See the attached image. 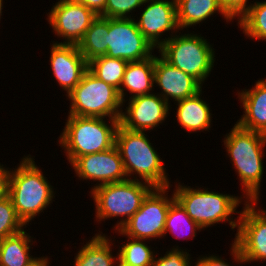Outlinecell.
<instances>
[{
    "label": "cell",
    "instance_id": "6da1fadb",
    "mask_svg": "<svg viewBox=\"0 0 266 266\" xmlns=\"http://www.w3.org/2000/svg\"><path fill=\"white\" fill-rule=\"evenodd\" d=\"M224 148L239 177L242 196L247 202H260L263 179V157L266 135L244 129L237 123L224 137Z\"/></svg>",
    "mask_w": 266,
    "mask_h": 266
},
{
    "label": "cell",
    "instance_id": "7a4b0ae2",
    "mask_svg": "<svg viewBox=\"0 0 266 266\" xmlns=\"http://www.w3.org/2000/svg\"><path fill=\"white\" fill-rule=\"evenodd\" d=\"M35 156L25 155L17 168L10 169L7 195L25 225L47 209L55 198L54 187L36 165Z\"/></svg>",
    "mask_w": 266,
    "mask_h": 266
},
{
    "label": "cell",
    "instance_id": "3957f363",
    "mask_svg": "<svg viewBox=\"0 0 266 266\" xmlns=\"http://www.w3.org/2000/svg\"><path fill=\"white\" fill-rule=\"evenodd\" d=\"M145 133L118 125L115 145L120 152L127 178L149 183L153 187L173 186L162 158Z\"/></svg>",
    "mask_w": 266,
    "mask_h": 266
},
{
    "label": "cell",
    "instance_id": "277c9868",
    "mask_svg": "<svg viewBox=\"0 0 266 266\" xmlns=\"http://www.w3.org/2000/svg\"><path fill=\"white\" fill-rule=\"evenodd\" d=\"M174 186L175 189L172 191L175 199L202 230L223 222L229 223L232 230L238 229L239 216L237 218L233 216L235 213L238 215L241 213L236 210L244 200L242 195L239 197L223 194L199 186L194 188L181 182L175 183Z\"/></svg>",
    "mask_w": 266,
    "mask_h": 266
},
{
    "label": "cell",
    "instance_id": "5b68a950",
    "mask_svg": "<svg viewBox=\"0 0 266 266\" xmlns=\"http://www.w3.org/2000/svg\"><path fill=\"white\" fill-rule=\"evenodd\" d=\"M118 125V119L67 116L57 141L71 165L78 157L112 148Z\"/></svg>",
    "mask_w": 266,
    "mask_h": 266
},
{
    "label": "cell",
    "instance_id": "8992f818",
    "mask_svg": "<svg viewBox=\"0 0 266 266\" xmlns=\"http://www.w3.org/2000/svg\"><path fill=\"white\" fill-rule=\"evenodd\" d=\"M154 187L146 182L127 179L90 189L95 204L97 223L118 218L114 231L119 230L139 210L144 198ZM119 217L120 218L119 220Z\"/></svg>",
    "mask_w": 266,
    "mask_h": 266
},
{
    "label": "cell",
    "instance_id": "52a82bcc",
    "mask_svg": "<svg viewBox=\"0 0 266 266\" xmlns=\"http://www.w3.org/2000/svg\"><path fill=\"white\" fill-rule=\"evenodd\" d=\"M188 32V33H187ZM167 39L158 53L171 65L196 79L202 86L215 63V49L204 36L187 30Z\"/></svg>",
    "mask_w": 266,
    "mask_h": 266
},
{
    "label": "cell",
    "instance_id": "ba28073f",
    "mask_svg": "<svg viewBox=\"0 0 266 266\" xmlns=\"http://www.w3.org/2000/svg\"><path fill=\"white\" fill-rule=\"evenodd\" d=\"M68 116L102 117L120 120L123 102L114 86L87 70L79 84L68 94Z\"/></svg>",
    "mask_w": 266,
    "mask_h": 266
},
{
    "label": "cell",
    "instance_id": "9c48e42d",
    "mask_svg": "<svg viewBox=\"0 0 266 266\" xmlns=\"http://www.w3.org/2000/svg\"><path fill=\"white\" fill-rule=\"evenodd\" d=\"M170 188L154 187L144 198L139 210L114 232L123 237L149 241L163 238L166 216L170 204L175 200L174 192L171 197L168 195Z\"/></svg>",
    "mask_w": 266,
    "mask_h": 266
},
{
    "label": "cell",
    "instance_id": "30bf717a",
    "mask_svg": "<svg viewBox=\"0 0 266 266\" xmlns=\"http://www.w3.org/2000/svg\"><path fill=\"white\" fill-rule=\"evenodd\" d=\"M258 204L244 200L233 239L248 264L266 261V209Z\"/></svg>",
    "mask_w": 266,
    "mask_h": 266
},
{
    "label": "cell",
    "instance_id": "8fae6325",
    "mask_svg": "<svg viewBox=\"0 0 266 266\" xmlns=\"http://www.w3.org/2000/svg\"><path fill=\"white\" fill-rule=\"evenodd\" d=\"M135 19L109 18L107 57L133 62L153 55L155 48L138 29Z\"/></svg>",
    "mask_w": 266,
    "mask_h": 266
},
{
    "label": "cell",
    "instance_id": "7c38bea8",
    "mask_svg": "<svg viewBox=\"0 0 266 266\" xmlns=\"http://www.w3.org/2000/svg\"><path fill=\"white\" fill-rule=\"evenodd\" d=\"M47 21L54 34L63 39L55 43L77 44L97 15L76 0H58L47 14Z\"/></svg>",
    "mask_w": 266,
    "mask_h": 266
},
{
    "label": "cell",
    "instance_id": "4fadbf2b",
    "mask_svg": "<svg viewBox=\"0 0 266 266\" xmlns=\"http://www.w3.org/2000/svg\"><path fill=\"white\" fill-rule=\"evenodd\" d=\"M71 167L80 181L97 182L92 189L103 184L123 182L128 179L116 145L102 152L78 157Z\"/></svg>",
    "mask_w": 266,
    "mask_h": 266
},
{
    "label": "cell",
    "instance_id": "5bb4252c",
    "mask_svg": "<svg viewBox=\"0 0 266 266\" xmlns=\"http://www.w3.org/2000/svg\"><path fill=\"white\" fill-rule=\"evenodd\" d=\"M171 106L156 92L125 100L119 124L131 131H152L165 122Z\"/></svg>",
    "mask_w": 266,
    "mask_h": 266
},
{
    "label": "cell",
    "instance_id": "9a60e30c",
    "mask_svg": "<svg viewBox=\"0 0 266 266\" xmlns=\"http://www.w3.org/2000/svg\"><path fill=\"white\" fill-rule=\"evenodd\" d=\"M143 6L144 10H141V15L135 21L145 38L158 50L167 39L180 31L176 0H145ZM163 33H169L170 37L162 38L165 35Z\"/></svg>",
    "mask_w": 266,
    "mask_h": 266
},
{
    "label": "cell",
    "instance_id": "2e32d148",
    "mask_svg": "<svg viewBox=\"0 0 266 266\" xmlns=\"http://www.w3.org/2000/svg\"><path fill=\"white\" fill-rule=\"evenodd\" d=\"M50 68L58 85L68 94L79 84L88 70V62L77 44L55 43L50 50Z\"/></svg>",
    "mask_w": 266,
    "mask_h": 266
},
{
    "label": "cell",
    "instance_id": "e0dca14e",
    "mask_svg": "<svg viewBox=\"0 0 266 266\" xmlns=\"http://www.w3.org/2000/svg\"><path fill=\"white\" fill-rule=\"evenodd\" d=\"M154 83L161 89L159 95L169 105L172 100L186 99L203 88L196 79L171 65L160 54H155Z\"/></svg>",
    "mask_w": 266,
    "mask_h": 266
},
{
    "label": "cell",
    "instance_id": "ac0fdd59",
    "mask_svg": "<svg viewBox=\"0 0 266 266\" xmlns=\"http://www.w3.org/2000/svg\"><path fill=\"white\" fill-rule=\"evenodd\" d=\"M237 93L244 111L236 123L244 129L266 135V79H259L251 89Z\"/></svg>",
    "mask_w": 266,
    "mask_h": 266
},
{
    "label": "cell",
    "instance_id": "d6986e66",
    "mask_svg": "<svg viewBox=\"0 0 266 266\" xmlns=\"http://www.w3.org/2000/svg\"><path fill=\"white\" fill-rule=\"evenodd\" d=\"M154 66V53L147 59L128 62L124 72L122 84L118 90L122 102H124L126 97H128L127 92L131 94L126 100L153 93L155 89L154 87H156L154 85Z\"/></svg>",
    "mask_w": 266,
    "mask_h": 266
},
{
    "label": "cell",
    "instance_id": "ffe728a7",
    "mask_svg": "<svg viewBox=\"0 0 266 266\" xmlns=\"http://www.w3.org/2000/svg\"><path fill=\"white\" fill-rule=\"evenodd\" d=\"M202 89L195 95L183 100L175 102L176 104V120L184 130L197 134V131L204 132L211 130L212 110L209 103L203 100ZM202 97V98H201Z\"/></svg>",
    "mask_w": 266,
    "mask_h": 266
},
{
    "label": "cell",
    "instance_id": "44dd1931",
    "mask_svg": "<svg viewBox=\"0 0 266 266\" xmlns=\"http://www.w3.org/2000/svg\"><path fill=\"white\" fill-rule=\"evenodd\" d=\"M101 231L96 233L91 240L86 241L74 257L73 266H115L118 260V252L114 256L112 246L115 242ZM112 240V241H111Z\"/></svg>",
    "mask_w": 266,
    "mask_h": 266
},
{
    "label": "cell",
    "instance_id": "7402d4cb",
    "mask_svg": "<svg viewBox=\"0 0 266 266\" xmlns=\"http://www.w3.org/2000/svg\"><path fill=\"white\" fill-rule=\"evenodd\" d=\"M176 12L181 31L202 24L216 13L222 15L226 22H233L221 9L218 0H176Z\"/></svg>",
    "mask_w": 266,
    "mask_h": 266
},
{
    "label": "cell",
    "instance_id": "603a6c76",
    "mask_svg": "<svg viewBox=\"0 0 266 266\" xmlns=\"http://www.w3.org/2000/svg\"><path fill=\"white\" fill-rule=\"evenodd\" d=\"M25 230L0 240V266H27L35 258L30 254L35 242Z\"/></svg>",
    "mask_w": 266,
    "mask_h": 266
},
{
    "label": "cell",
    "instance_id": "cb8c5ba5",
    "mask_svg": "<svg viewBox=\"0 0 266 266\" xmlns=\"http://www.w3.org/2000/svg\"><path fill=\"white\" fill-rule=\"evenodd\" d=\"M109 18L98 15L78 43V48L87 62L105 56L108 50Z\"/></svg>",
    "mask_w": 266,
    "mask_h": 266
},
{
    "label": "cell",
    "instance_id": "d4e9b609",
    "mask_svg": "<svg viewBox=\"0 0 266 266\" xmlns=\"http://www.w3.org/2000/svg\"><path fill=\"white\" fill-rule=\"evenodd\" d=\"M201 230L200 226L190 218L186 210L175 199L170 204L166 216L163 237L165 238L170 233L177 239L183 238V240H189V238L193 239L196 237L197 231L201 232Z\"/></svg>",
    "mask_w": 266,
    "mask_h": 266
},
{
    "label": "cell",
    "instance_id": "484cf974",
    "mask_svg": "<svg viewBox=\"0 0 266 266\" xmlns=\"http://www.w3.org/2000/svg\"><path fill=\"white\" fill-rule=\"evenodd\" d=\"M128 61L100 56L88 62V70L98 79L120 89Z\"/></svg>",
    "mask_w": 266,
    "mask_h": 266
},
{
    "label": "cell",
    "instance_id": "4316f807",
    "mask_svg": "<svg viewBox=\"0 0 266 266\" xmlns=\"http://www.w3.org/2000/svg\"><path fill=\"white\" fill-rule=\"evenodd\" d=\"M237 26L249 39L266 41V1L252 3Z\"/></svg>",
    "mask_w": 266,
    "mask_h": 266
},
{
    "label": "cell",
    "instance_id": "83f0119b",
    "mask_svg": "<svg viewBox=\"0 0 266 266\" xmlns=\"http://www.w3.org/2000/svg\"><path fill=\"white\" fill-rule=\"evenodd\" d=\"M126 238V243L118 245V259L129 266H151L157 252L147 245L150 241Z\"/></svg>",
    "mask_w": 266,
    "mask_h": 266
},
{
    "label": "cell",
    "instance_id": "f1b7e54d",
    "mask_svg": "<svg viewBox=\"0 0 266 266\" xmlns=\"http://www.w3.org/2000/svg\"><path fill=\"white\" fill-rule=\"evenodd\" d=\"M27 226L17 216L13 203L8 195L0 199V240L17 234Z\"/></svg>",
    "mask_w": 266,
    "mask_h": 266
},
{
    "label": "cell",
    "instance_id": "f546056e",
    "mask_svg": "<svg viewBox=\"0 0 266 266\" xmlns=\"http://www.w3.org/2000/svg\"><path fill=\"white\" fill-rule=\"evenodd\" d=\"M144 2L145 0H106L104 17L135 18L136 15L132 16V12L135 11L136 8L141 9Z\"/></svg>",
    "mask_w": 266,
    "mask_h": 266
},
{
    "label": "cell",
    "instance_id": "4dcf8cb0",
    "mask_svg": "<svg viewBox=\"0 0 266 266\" xmlns=\"http://www.w3.org/2000/svg\"><path fill=\"white\" fill-rule=\"evenodd\" d=\"M174 246L169 251L167 249V252L163 256H158V258L156 257L159 253H156L151 266H193L190 250L187 252L186 249H181L177 245Z\"/></svg>",
    "mask_w": 266,
    "mask_h": 266
},
{
    "label": "cell",
    "instance_id": "1f68e13d",
    "mask_svg": "<svg viewBox=\"0 0 266 266\" xmlns=\"http://www.w3.org/2000/svg\"><path fill=\"white\" fill-rule=\"evenodd\" d=\"M230 245H232L230 246V255L232 256V260H234L232 262V265L230 262H226L227 259H223L219 255L216 256L215 254H209L208 256H198L197 260L194 263V266H233L234 262L239 265L246 263L243 256L241 255L239 248L233 242Z\"/></svg>",
    "mask_w": 266,
    "mask_h": 266
},
{
    "label": "cell",
    "instance_id": "d6a6232c",
    "mask_svg": "<svg viewBox=\"0 0 266 266\" xmlns=\"http://www.w3.org/2000/svg\"><path fill=\"white\" fill-rule=\"evenodd\" d=\"M221 9L233 21L239 19L249 10L252 3L248 0H218Z\"/></svg>",
    "mask_w": 266,
    "mask_h": 266
},
{
    "label": "cell",
    "instance_id": "836d02e7",
    "mask_svg": "<svg viewBox=\"0 0 266 266\" xmlns=\"http://www.w3.org/2000/svg\"><path fill=\"white\" fill-rule=\"evenodd\" d=\"M86 6L88 9L92 10L97 16L104 17V9L106 5V0H76Z\"/></svg>",
    "mask_w": 266,
    "mask_h": 266
},
{
    "label": "cell",
    "instance_id": "e575fe53",
    "mask_svg": "<svg viewBox=\"0 0 266 266\" xmlns=\"http://www.w3.org/2000/svg\"><path fill=\"white\" fill-rule=\"evenodd\" d=\"M10 169L0 163V199L7 195Z\"/></svg>",
    "mask_w": 266,
    "mask_h": 266
},
{
    "label": "cell",
    "instance_id": "d590c367",
    "mask_svg": "<svg viewBox=\"0 0 266 266\" xmlns=\"http://www.w3.org/2000/svg\"><path fill=\"white\" fill-rule=\"evenodd\" d=\"M50 262L48 256L35 257L27 266H50Z\"/></svg>",
    "mask_w": 266,
    "mask_h": 266
},
{
    "label": "cell",
    "instance_id": "8d00e7d4",
    "mask_svg": "<svg viewBox=\"0 0 266 266\" xmlns=\"http://www.w3.org/2000/svg\"><path fill=\"white\" fill-rule=\"evenodd\" d=\"M117 264V265H116ZM115 266H129L125 263H123L122 261H120L119 259L117 260V262L115 263Z\"/></svg>",
    "mask_w": 266,
    "mask_h": 266
},
{
    "label": "cell",
    "instance_id": "74e56055",
    "mask_svg": "<svg viewBox=\"0 0 266 266\" xmlns=\"http://www.w3.org/2000/svg\"><path fill=\"white\" fill-rule=\"evenodd\" d=\"M3 3H4L3 0H0V21H1V18H2L1 16L3 15L2 14V12H3L2 11V9H3Z\"/></svg>",
    "mask_w": 266,
    "mask_h": 266
}]
</instances>
